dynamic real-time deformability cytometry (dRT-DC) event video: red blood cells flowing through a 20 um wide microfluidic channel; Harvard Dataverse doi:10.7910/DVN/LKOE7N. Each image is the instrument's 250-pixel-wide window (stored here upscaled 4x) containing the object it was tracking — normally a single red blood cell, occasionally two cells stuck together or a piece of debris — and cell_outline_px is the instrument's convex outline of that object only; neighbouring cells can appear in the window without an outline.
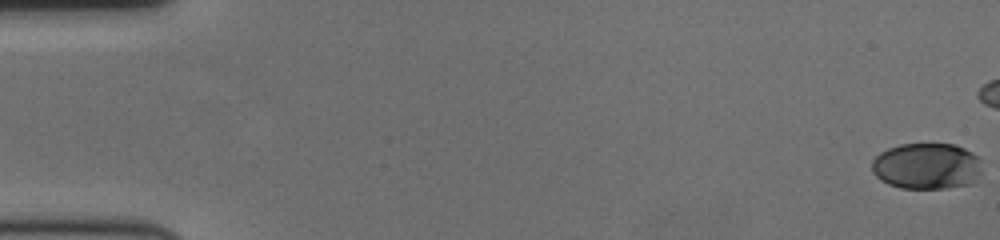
{"species": "human", "species_latin": "Homo sapiens", "temperature_condition": "cold", "stored_images_in_passage": 55, "camera_frame_rate_fps": 3000, "um_per_image_px": 0.085, "donor": {"sex": "female"}, "frame": {"image": 1, "passage_image": 1, "time_ms": 0.0, "image_size_px": [1000, 240], "cell_outline_px": [[984, 160], [980, 172], [968, 184], [948, 188], [900, 188], [888, 184], [880, 180], [872, 172], [872, 160], [880, 152], [888, 148], [900, 144], [956, 144], [972, 152]], "centroid_in_image_um": [78.77, 14.11], "position_along_channel_um": 6.2, "area_um2": 29.88}}
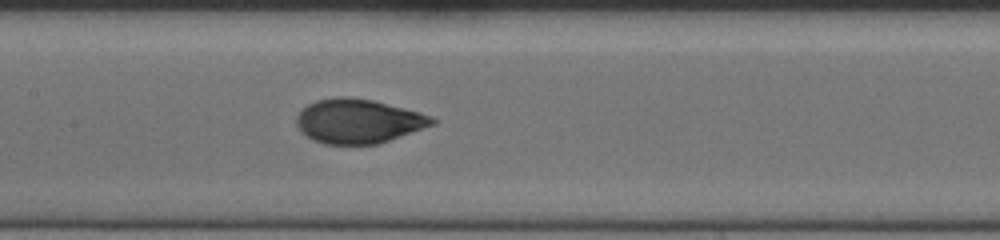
{"frame": {"image": 2, "passage_image": 31, "time_ms": 10.0, "image_size_px": [1000, 240], "cell_outline_px": [[436, 124], [376, 144], [324, 144], [312, 140], [300, 132], [296, 124], [296, 116], [308, 104], [316, 100], [336, 96], [344, 96], [372, 100], [432, 116], [436, 120]], "centroid_in_image_um": [30.41, 10.3], "position_along_channel_um": 177.0, "area_um2": 34.8}}
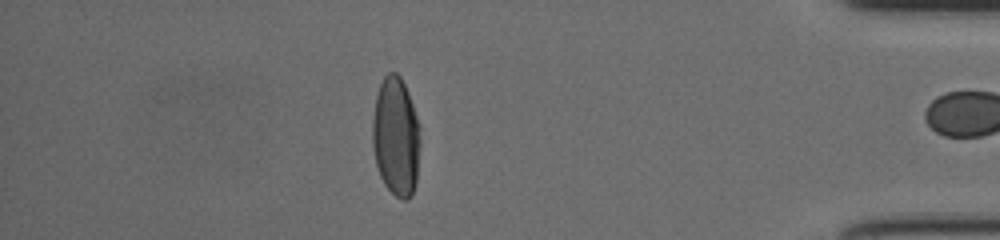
{"frame": {"image": 3, "passage_image": 54, "time_ms": 17.667, "image_size_px": [1000, 240], "cell_outline_px": [[420, 140], [416, 184], [412, 196], [408, 200], [404, 200], [396, 196], [384, 184], [380, 176], [376, 164], [372, 144], [372, 120], [376, 96], [380, 84], [384, 76], [388, 72], [396, 72], [400, 76], [408, 92], [420, 124]], "centroid_in_image_um": [33.66, 11.62], "position_along_channel_um": 401.5, "area_um2": 33.47}, "authors_computed_cell_mechanics": {"area_um2": 34.2176, "velocity_mm_per_s": 3.4641, "shape_relaxation_time_tau1_ms": 4.1828, "shape_relaxation_time_tau2_ms": 0.8223, "deformation_change_tau1": 0.19, "deformation_change_tau2": 0.0527}}